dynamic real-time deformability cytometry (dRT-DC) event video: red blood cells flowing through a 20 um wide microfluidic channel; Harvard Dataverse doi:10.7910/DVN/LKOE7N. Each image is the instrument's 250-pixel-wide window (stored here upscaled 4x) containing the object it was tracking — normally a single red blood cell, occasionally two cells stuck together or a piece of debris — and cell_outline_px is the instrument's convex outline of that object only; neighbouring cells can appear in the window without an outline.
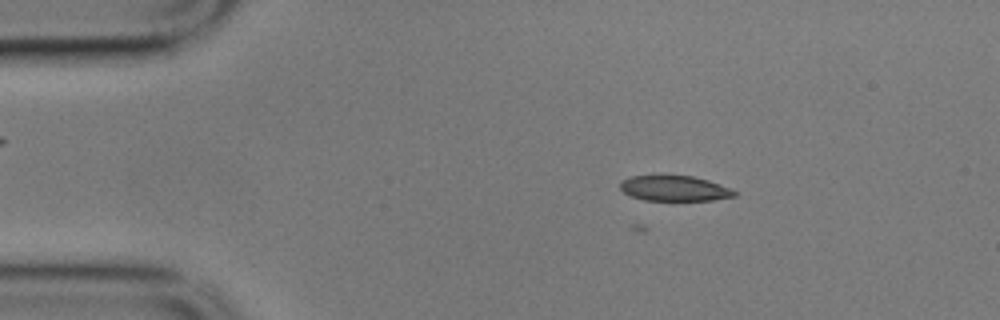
{"species": "common noctule bat (a hibernating species)", "species_latin": "Nyctalus noctula", "temperature_condition": "cold", "stored_images_in_passage": 55, "camera_frame_rate_fps": 3000, "um_per_image_px": 0.085, "animal": {"sex": "male", "body_mass_g": 17.9}, "frame": {"image": 1, "passage_image": 8, "time_ms": 2.333, "image_size_px": [1000, 320], "cell_outline_px": [[732, 192], [728, 196], [704, 200], [652, 200], [636, 196], [628, 192], [624, 188], [624, 184], [628, 180], [636, 176], [688, 176], [704, 180], [716, 184]], "centroid_in_image_um": [57.31, 16.01], "position_along_channel_um": 27.7, "area_um2": 14.91}}
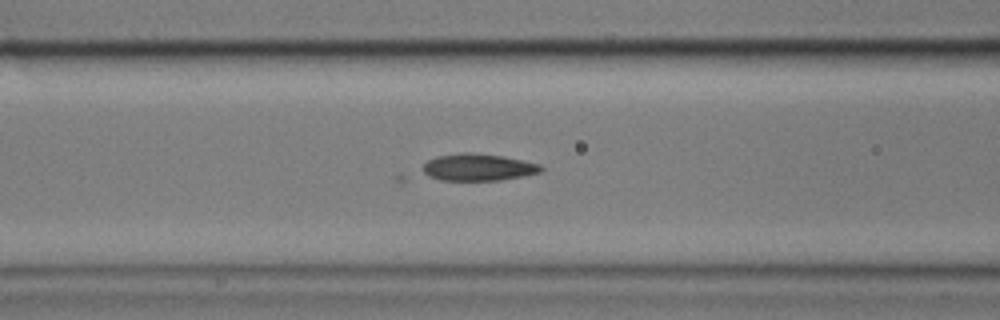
{"frame": {"image": 2, "passage_image": 21, "time_ms": 6.667, "image_size_px": [1000, 320], "cell_outline_px": [[540, 168], [532, 172], [512, 176], [488, 180], [452, 180], [436, 176], [428, 172], [424, 168], [432, 160], [448, 156], [492, 156], [532, 164]], "centroid_in_image_um": [40.58, 14.27], "position_along_channel_um": 126.0, "area_um2": 15.03}}
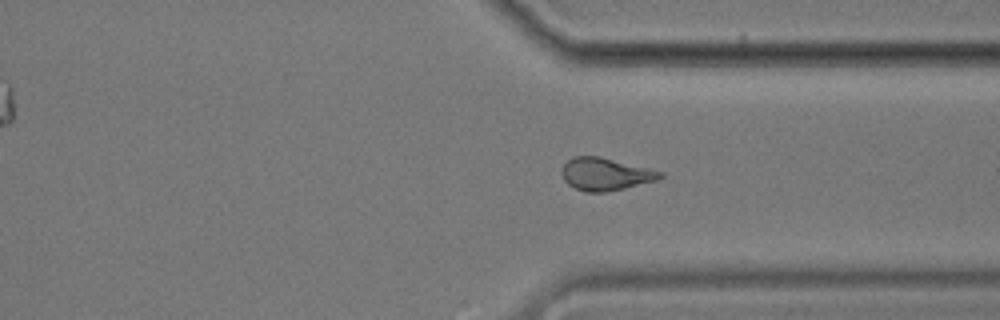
{"frame": {"image": 3, "passage_image": 41, "time_ms": 13.333, "image_size_px": [1000, 320], "cell_outline_px": [[660, 176], [648, 180], [620, 188], [580, 188], [572, 184], [564, 176], [564, 168], [572, 160], [580, 156], [592, 156], [608, 160]], "centroid_in_image_um": [51.26, 14.76], "position_along_channel_um": 360.1, "area_um2": 14.62}, "authors_computed_cell_mechanics": {"area_um2": 15.2014, "velocity_mm_per_s": 3.5146, "shape_relaxation_time_tau1_ms": null, "shape_relaxation_time_tau2_ms": 3.5797, "deformation_change_tau1": null, "deformation_change_tau2": 0.1035}}